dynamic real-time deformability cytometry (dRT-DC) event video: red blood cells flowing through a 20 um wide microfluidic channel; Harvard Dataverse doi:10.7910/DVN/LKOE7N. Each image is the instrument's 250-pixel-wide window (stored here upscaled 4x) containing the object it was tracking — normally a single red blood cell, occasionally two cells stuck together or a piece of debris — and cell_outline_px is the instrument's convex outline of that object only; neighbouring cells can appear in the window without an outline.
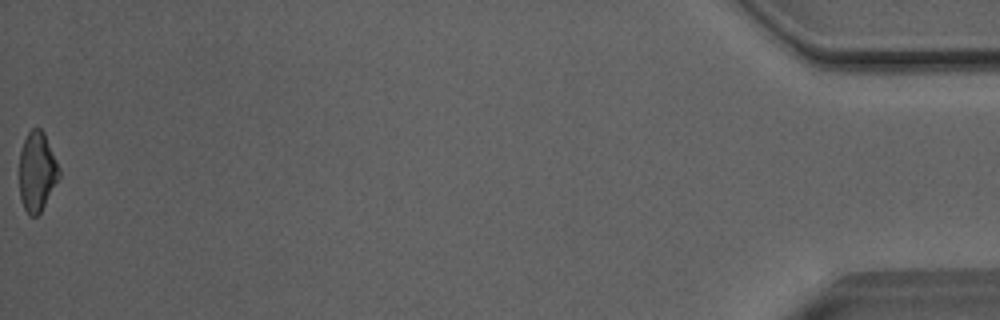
{"species": "Egyptian fruit bat (a non-hibernating species)", "species_latin": "Rousettus aegyptiacus", "temperature_condition": "room temperature", "stored_images_in_passage": 35, "camera_frame_rate_fps": 3000, "um_per_image_px": 0.085, "animal": {"sex": "male"}, "frame": {"image": 1, "passage_image": 35, "time_ms": 11.333, "image_size_px": [1000, 320], "cell_outline_px": [[60, 176], [40, 212], [36, 216], [28, 216], [20, 200], [20, 152], [24, 140], [28, 132], [32, 128], [40, 128], [44, 132], [60, 168]], "centroid_in_image_um": [3.14, 14.58], "position_along_channel_um": 432.1, "area_um2": 18.32}, "authors_computed_cell_mechanics": {"area_um2": 19.2474, "velocity_mm_per_s": 4.0925, "shape_relaxation_time_tau1_ms": 8.798, "shape_relaxation_time_tau2_ms": 2.5137, "deformation_change_tau1": 0.1995, "deformation_change_tau2": 0.1191}}